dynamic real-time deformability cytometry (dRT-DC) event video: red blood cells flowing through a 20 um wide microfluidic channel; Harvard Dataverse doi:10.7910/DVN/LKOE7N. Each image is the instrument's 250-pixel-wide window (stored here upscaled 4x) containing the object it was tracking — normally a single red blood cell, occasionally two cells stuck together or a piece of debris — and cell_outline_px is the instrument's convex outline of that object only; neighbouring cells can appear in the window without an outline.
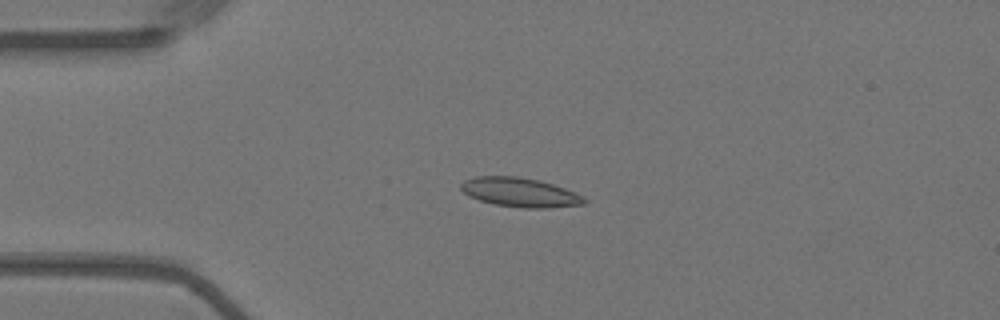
{"species": "Egyptian fruit bat (a non-hibernating species)", "species_latin": "Rousettus aegyptiacus", "temperature_condition": "warm", "stored_images_in_passage": 55, "camera_frame_rate_fps": 3000, "um_per_image_px": 0.085, "animal": {"sex": "female"}, "frame": {"image": 1, "passage_image": 13, "time_ms": 4.0, "image_size_px": [1000, 320], "cell_outline_px": [[588, 200], [584, 204], [548, 208], [524, 208], [496, 204], [480, 200], [468, 196], [460, 188], [460, 184], [464, 180], [476, 176], [516, 176], [540, 180], [576, 192], [584, 196]], "centroid_in_image_um": [44.21, 16.34], "position_along_channel_um": 40.8, "area_um2": 21.04}}
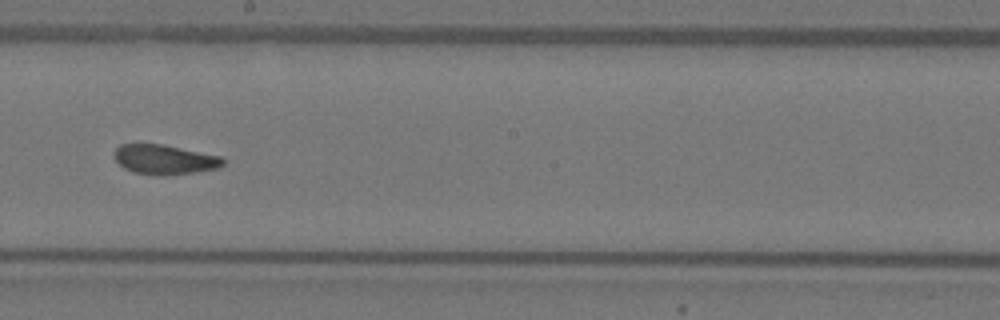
{"frame": {"image": 2, "passage_image": 31, "time_ms": 10.0, "image_size_px": [1000, 320], "cell_outline_px": [[224, 164], [220, 168], [196, 172], [168, 176], [156, 176], [132, 172], [124, 168], [116, 160], [116, 148], [120, 144], [164, 144], [220, 156], [224, 160]], "centroid_in_image_um": [14.02, 13.58], "position_along_channel_um": 234.2, "area_um2": 18.96}}
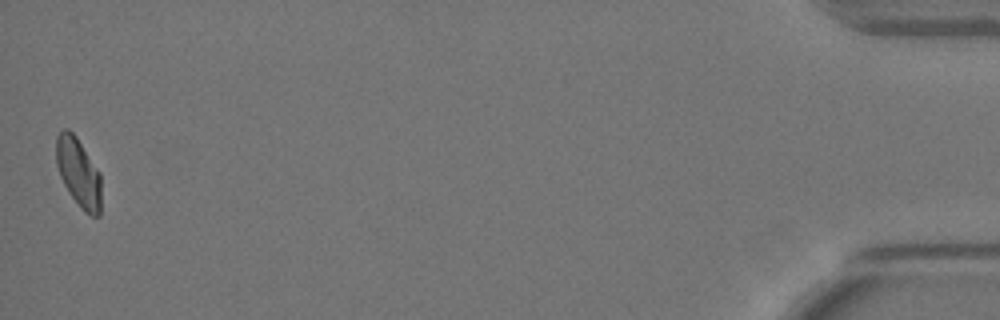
{"frame": {"image": 3, "passage_image": 55, "time_ms": 18.0, "image_size_px": [1000, 320], "cell_outline_px": [[100, 216], [92, 216], [84, 212], [68, 192], [60, 176], [56, 164], [56, 136], [64, 128], [68, 128], [76, 136], [100, 172]], "centroid_in_image_um": [6.66, 14.66], "position_along_channel_um": 428.5, "area_um2": 18.09}, "authors_computed_cell_mechanics": {"area_um2": 19.3052, "velocity_mm_per_s": 3.6174, "shape_relaxation_time_tau1_ms": 5.9027, "shape_relaxation_time_tau2_ms": 1.3338, "deformation_change_tau1": 0.1641, "deformation_change_tau2": 0.0791}}